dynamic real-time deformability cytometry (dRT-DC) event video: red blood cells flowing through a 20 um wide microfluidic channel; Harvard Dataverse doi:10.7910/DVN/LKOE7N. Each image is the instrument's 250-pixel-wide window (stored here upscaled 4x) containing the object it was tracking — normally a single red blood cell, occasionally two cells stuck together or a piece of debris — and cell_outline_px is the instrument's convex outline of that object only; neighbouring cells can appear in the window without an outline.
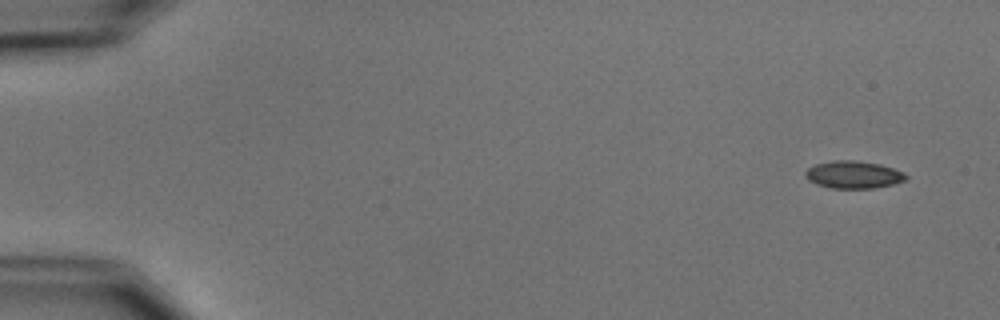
{"species": "common noctule bat (a hibernating species)", "species_latin": "Nyctalus noctula", "temperature_condition": "cold", "stored_images_in_passage": 5, "camera_frame_rate_fps": 3000, "um_per_image_px": 0.085, "animal": {"sex": "male", "body_mass_g": 15.6}, "frame": {"image": 1, "passage_image": 1, "time_ms": 0.0, "image_size_px": [1000, 320], "cell_outline_px": [[908, 176], [904, 180], [892, 184], [872, 188], [832, 188], [816, 184], [808, 180], [804, 176], [804, 172], [808, 168], [816, 164], [836, 160], [852, 160], [880, 164], [904, 172]], "centroid_in_image_um": [72.51, 14.84], "position_along_channel_um": 12.5, "area_um2": 15.95}}
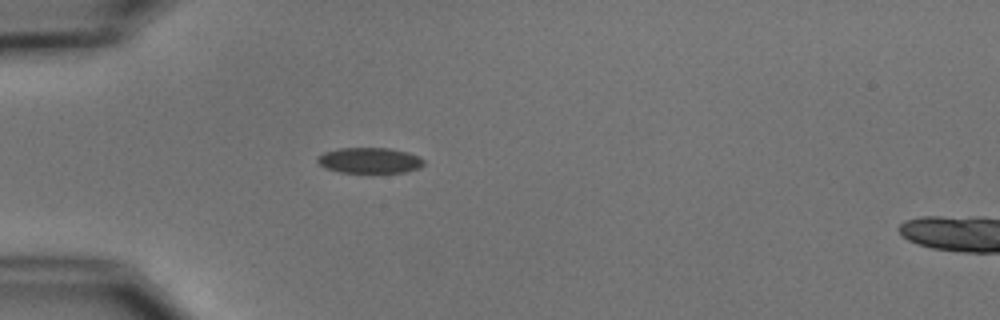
{"frame": {"image": 2, "passage_image": 4, "time_ms": 4.333, "image_size_px": [1000, 320], "cell_outline_px": [[424, 164], [420, 168], [404, 172], [372, 176], [340, 172], [324, 168], [316, 160], [316, 156], [324, 152], [336, 148], [392, 148], [408, 152], [420, 156], [424, 160]], "centroid_in_image_um": [31.42, 13.68], "position_along_channel_um": 53.6, "area_um2": 16.99}}